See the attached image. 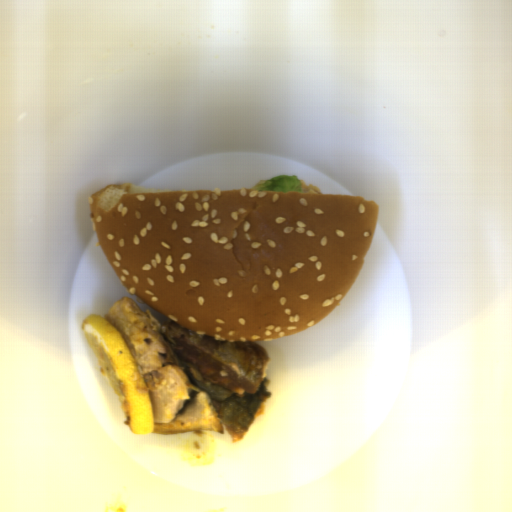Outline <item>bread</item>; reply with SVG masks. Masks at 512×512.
I'll return each mask as SVG.
<instances>
[{
    "label": "bread",
    "mask_w": 512,
    "mask_h": 512,
    "mask_svg": "<svg viewBox=\"0 0 512 512\" xmlns=\"http://www.w3.org/2000/svg\"><path fill=\"white\" fill-rule=\"evenodd\" d=\"M86 204L132 295L190 332L255 344L304 332L334 309L364 269L379 210L341 193L126 182Z\"/></svg>",
    "instance_id": "1"
}]
</instances>
